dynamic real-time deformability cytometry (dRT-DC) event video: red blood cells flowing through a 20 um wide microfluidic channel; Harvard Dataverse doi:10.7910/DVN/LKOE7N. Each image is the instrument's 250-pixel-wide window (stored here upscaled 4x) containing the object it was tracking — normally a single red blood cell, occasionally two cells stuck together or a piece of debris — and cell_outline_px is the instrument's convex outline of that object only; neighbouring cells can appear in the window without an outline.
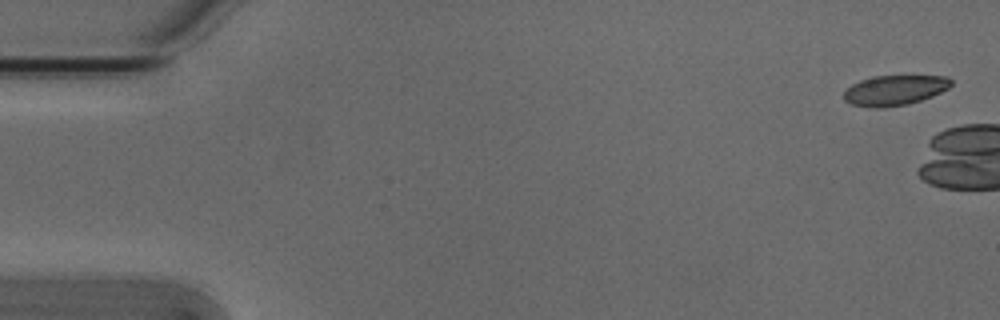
{"species": "Egyptian fruit bat (a non-hibernating species)", "species_latin": "Rousettus aegyptiacus", "temperature_condition": "cold", "stored_images_in_passage": 2, "camera_frame_rate_fps": 3000, "um_per_image_px": 0.085, "animal": {"sex": "male"}, "frame": {"image": 1, "passage_image": 1, "time_ms": 0.0, "image_size_px": [1000, 320], "cell_outline_px": [[952, 84], [948, 88], [932, 96], [908, 104], [884, 108], [876, 108], [852, 104], [844, 100], [844, 92], [852, 84], [860, 80], [872, 76], [944, 76], [952, 80]], "centroid_in_image_um": [76.03, 7.67], "position_along_channel_um": 9.0, "area_um2": 18.73}}